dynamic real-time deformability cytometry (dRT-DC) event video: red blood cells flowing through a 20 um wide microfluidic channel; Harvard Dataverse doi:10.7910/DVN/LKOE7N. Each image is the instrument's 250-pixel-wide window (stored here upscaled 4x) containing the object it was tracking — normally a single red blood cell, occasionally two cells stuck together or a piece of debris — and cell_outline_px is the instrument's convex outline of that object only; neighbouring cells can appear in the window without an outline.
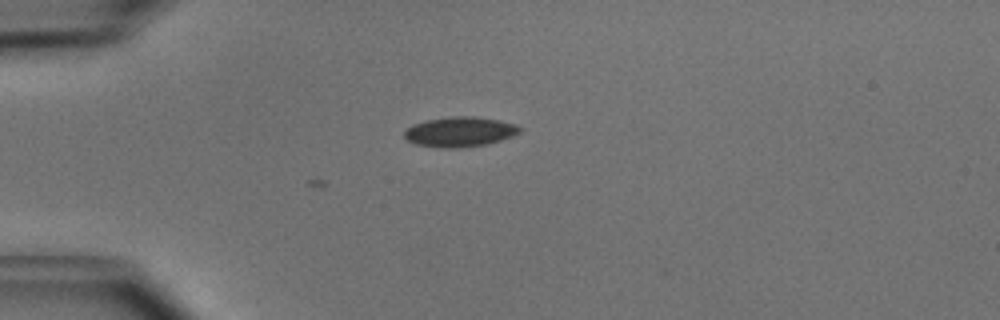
{"species": "common noctule bat (a hibernating species)", "species_latin": "Nyctalus noctula", "temperature_condition": "cold", "stored_images_in_passage": 4, "camera_frame_rate_fps": 3000, "um_per_image_px": 0.085, "animal": {"sex": "male", "body_mass_g": 15.6}, "frame": {"image": 1, "passage_image": 1, "time_ms": 0.0, "image_size_px": [1000, 320], "cell_outline_px": [[524, 128], [520, 132], [512, 136], [488, 144], [460, 148], [440, 148], [416, 144], [408, 140], [404, 136], [404, 132], [412, 124], [428, 120], [452, 116], [476, 116], [500, 120], [516, 124]], "centroid_in_image_um": [39.12, 11.2], "position_along_channel_um": 45.9, "area_um2": 20.29}}